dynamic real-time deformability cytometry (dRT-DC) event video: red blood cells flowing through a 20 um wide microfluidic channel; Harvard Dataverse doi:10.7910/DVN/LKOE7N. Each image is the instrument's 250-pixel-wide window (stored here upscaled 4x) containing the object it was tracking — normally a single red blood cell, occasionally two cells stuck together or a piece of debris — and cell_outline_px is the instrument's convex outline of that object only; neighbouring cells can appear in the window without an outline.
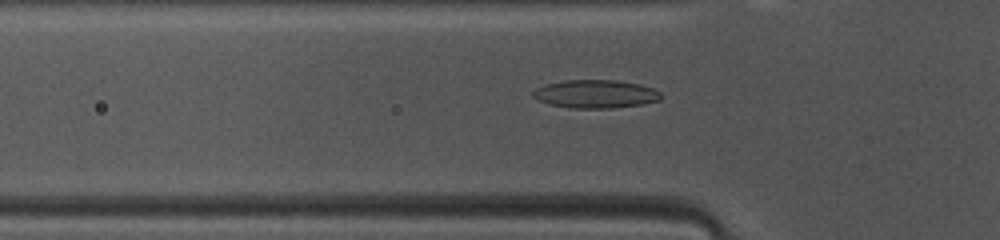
{"species": "common noctule bat (a hibernating species)", "species_latin": "Nyctalus noctula", "temperature_condition": "warm", "stored_images_in_passage": 46, "camera_frame_rate_fps": 3000, "um_per_image_px": 0.085, "animal": {"sex": "female", "body_mass_g": 10.0, "forearm_length_mm": 53.1}, "frame": {"image": 1, "passage_image": 13, "time_ms": 4.0, "image_size_px": [1000, 240], "cell_outline_px": [[660, 100], [640, 104], [612, 108], [572, 108], [552, 104], [540, 100], [532, 96], [532, 92], [536, 88], [544, 84], [564, 80], [616, 80], [640, 84], [652, 88], [660, 92]], "centroid_in_image_um": [50.61, 7.97], "position_along_channel_um": 75.2, "area_um2": 20.87}}
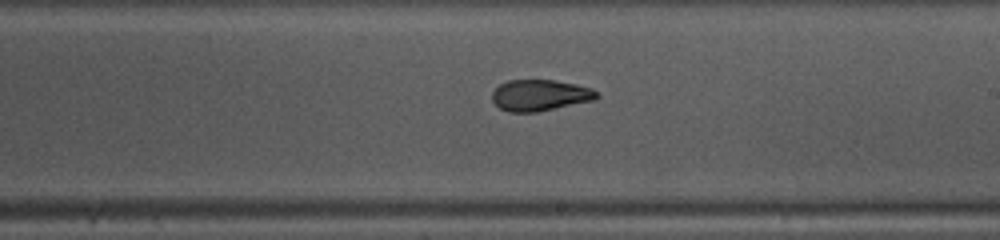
{"frame": {"image": 2, "passage_image": 25, "time_ms": 8.0, "image_size_px": [1000, 240], "cell_outline_px": [[600, 96], [596, 100], [536, 112], [508, 112], [500, 108], [492, 100], [492, 92], [500, 84], [508, 80], [556, 80], [576, 84], [592, 88]], "centroid_in_image_um": [45.92, 8.09], "position_along_channel_um": 243.1, "area_um2": 19.13}}
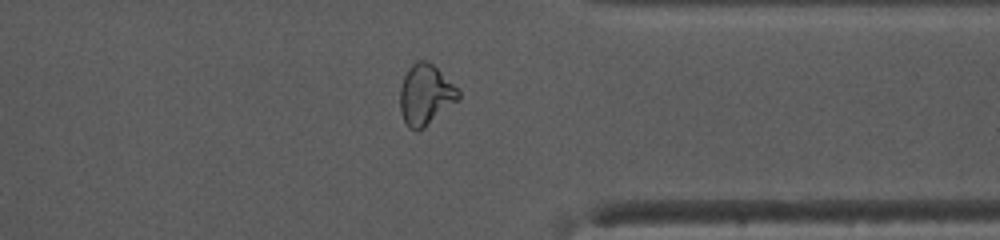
{"frame": {"image": 3, "passage_image": 35, "time_ms": 11.333, "image_size_px": [1000, 240], "cell_outline_px": [[460, 100], [424, 128], [416, 132], [408, 128], [400, 112], [400, 88], [404, 76], [408, 68], [416, 60], [428, 60], [460, 92]], "centroid_in_image_um": [36.15, 8.08], "position_along_channel_um": 375.2, "area_um2": 20.69}, "authors_computed_cell_mechanics": {"area_um2": 19.7965, "velocity_mm_per_s": 4.1665, "shape_relaxation_time_tau1_ms": 9.938, "shape_relaxation_time_tau2_ms": 1.6237, "deformation_change_tau1": 0.2471, "deformation_change_tau2": 0.0872}}